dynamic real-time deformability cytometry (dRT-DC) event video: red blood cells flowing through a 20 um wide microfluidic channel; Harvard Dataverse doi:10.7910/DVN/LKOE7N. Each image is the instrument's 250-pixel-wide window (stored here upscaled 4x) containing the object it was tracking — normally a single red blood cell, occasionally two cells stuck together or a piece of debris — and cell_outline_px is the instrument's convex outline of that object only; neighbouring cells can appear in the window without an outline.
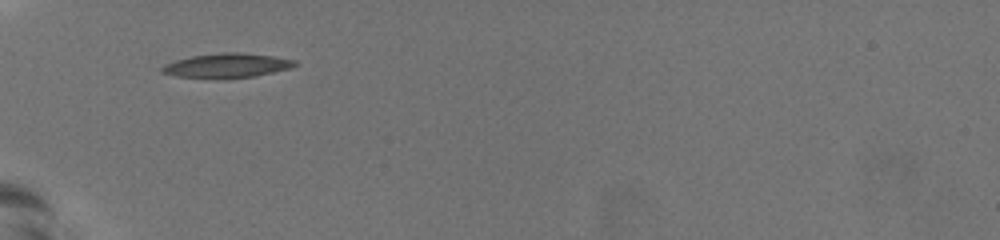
{"species": "common noctule bat (a hibernating species)", "species_latin": "Nyctalus noctula", "temperature_condition": "warm", "stored_images_in_passage": 36, "camera_frame_rate_fps": 3000, "um_per_image_px": 0.085, "animal": {"sex": "female", "body_mass_g": 19.5, "forearm_length_mm": 54.1}, "frame": {"image": 1, "passage_image": 1, "time_ms": 0.0, "image_size_px": [1000, 240], "cell_outline_px": [[296, 64], [292, 68], [256, 76], [176, 76], [160, 72], [160, 68], [164, 64], [176, 60], [192, 56], [228, 52], [236, 52], [272, 56], [296, 60]], "centroid_in_image_um": [19.31, 5.54], "position_along_channel_um": 65.7, "area_um2": 17.98}}
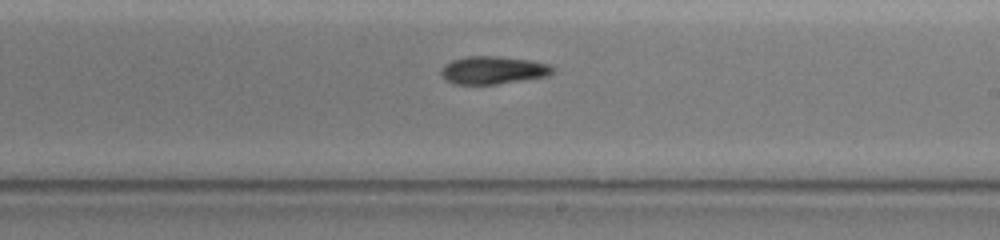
{"frame": {"image": 2, "passage_image": 16, "time_ms": 5.0, "image_size_px": [1000, 240], "cell_outline_px": [[552, 72], [544, 76], [496, 84], [452, 84], [444, 80], [440, 72], [452, 60], [468, 56], [496, 56], [528, 60], [548, 64], [552, 68]], "centroid_in_image_um": [41.84, 5.97], "position_along_channel_um": 247.2, "area_um2": 17.63}}
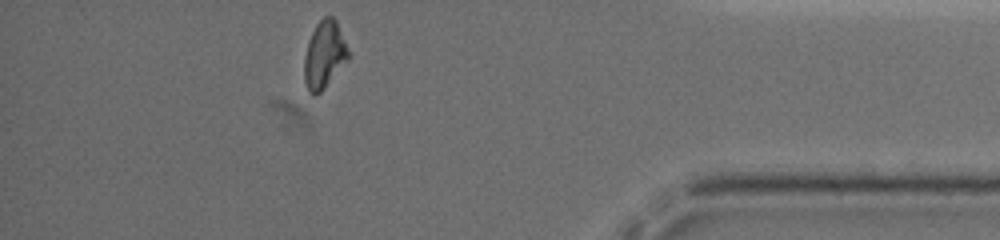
{"frame": {"image": 3, "passage_image": 31, "time_ms": 10.0, "image_size_px": [1000, 240], "cell_outline_px": [[348, 60], [324, 88], [316, 96], [312, 96], [308, 92], [304, 80], [304, 60], [308, 44], [312, 32], [316, 24], [324, 16], [332, 16], [336, 20], [348, 48]], "centroid_in_image_um": [27.56, 4.68], "position_along_channel_um": 407.6, "area_um2": 17.17}, "authors_computed_cell_mechanics": {"area_um2": 17.5134, "velocity_mm_per_s": 3.8072, "shape_relaxation_time_tau1_ms": 7.4038, "shape_relaxation_time_tau2_ms": null, "deformation_change_tau1": 0.1967, "deformation_change_tau2": null}}